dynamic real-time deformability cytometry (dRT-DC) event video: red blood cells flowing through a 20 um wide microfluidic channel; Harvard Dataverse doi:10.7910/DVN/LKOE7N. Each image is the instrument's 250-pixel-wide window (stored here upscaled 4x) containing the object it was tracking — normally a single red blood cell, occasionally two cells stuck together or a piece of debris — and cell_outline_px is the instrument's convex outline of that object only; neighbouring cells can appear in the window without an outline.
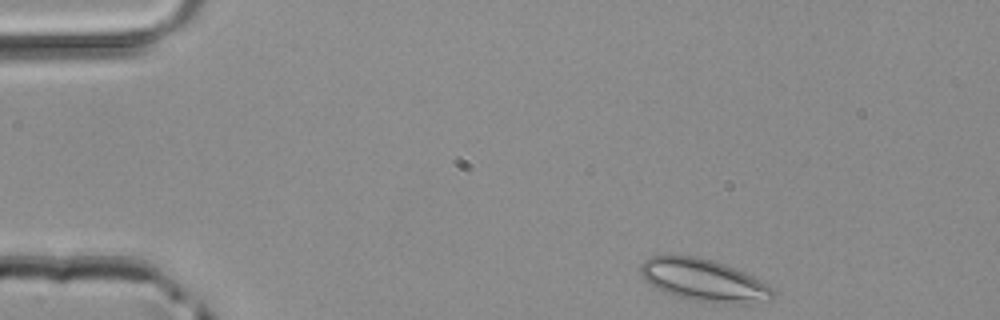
{"species": "common noctule bat (a hibernating species)", "species_latin": "Nyctalus noctula", "temperature_condition": "room temperature", "stored_images_in_passage": 42, "camera_frame_rate_fps": 3000, "um_per_image_px": 0.085, "animal": {"sex": "male", "body_mass_g": 20.4}, "frame": {"image": 1, "passage_image": 1, "time_ms": 0.0, "image_size_px": [1000, 320], "cell_outline_px": [[776, 296], [768, 300], [748, 304], [688, 300], [664, 292], [644, 280], [640, 272], [640, 264], [644, 260], [652, 256], [696, 256], [712, 260], [736, 268], [752, 276], [772, 288], [776, 292]], "centroid_in_image_um": [59.82, 23.82], "position_along_channel_um": 25.2, "area_um2": 32.37}}
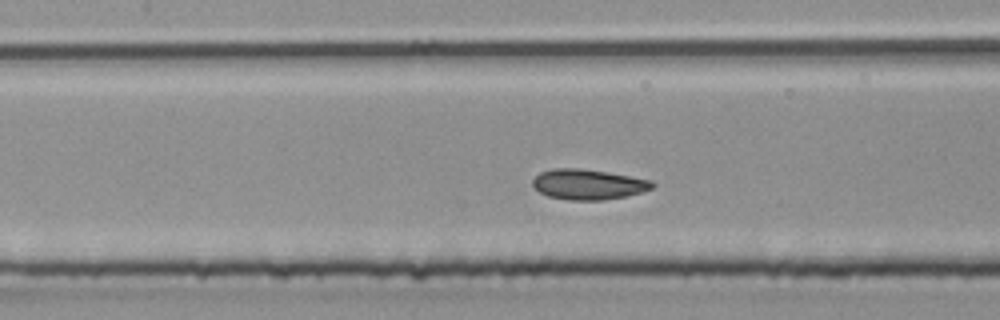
{"frame": {"image": 2, "passage_image": 16, "time_ms": 5.0, "image_size_px": [1000, 320], "cell_outline_px": [[656, 184], [652, 188], [644, 192], [604, 200], [568, 200], [548, 196], [540, 192], [532, 184], [532, 180], [540, 172], [552, 168], [580, 168], [652, 180]], "centroid_in_image_um": [49.99, 15.67], "position_along_channel_um": 157.4, "area_um2": 21.04}}
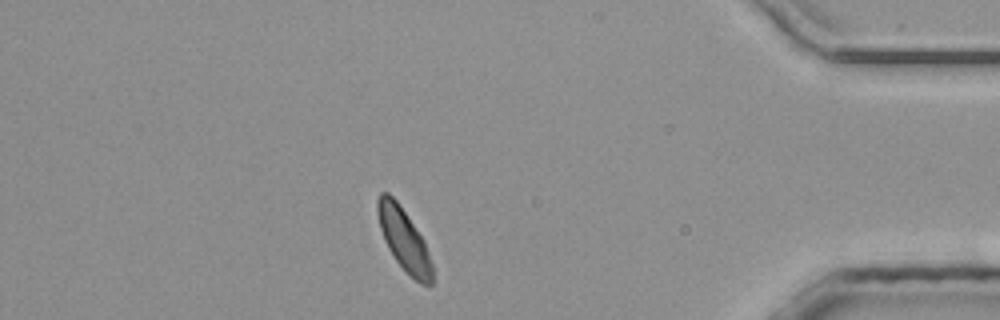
{"frame": {"image": 3, "passage_image": 36, "time_ms": 11.667, "image_size_px": [1000, 320], "cell_outline_px": [[432, 284], [420, 284], [396, 260], [388, 248], [384, 240], [380, 228], [376, 212], [376, 200], [380, 192], [388, 192], [396, 200], [424, 240], [432, 264]], "centroid_in_image_um": [34.3, 20.31], "position_along_channel_um": 400.9, "area_um2": 19.48}}